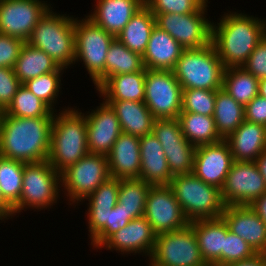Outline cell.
Here are the masks:
<instances>
[{"label":"cell","mask_w":266,"mask_h":266,"mask_svg":"<svg viewBox=\"0 0 266 266\" xmlns=\"http://www.w3.org/2000/svg\"><path fill=\"white\" fill-rule=\"evenodd\" d=\"M54 117H13L0 112V156L24 163L46 161Z\"/></svg>","instance_id":"obj_1"},{"label":"cell","mask_w":266,"mask_h":266,"mask_svg":"<svg viewBox=\"0 0 266 266\" xmlns=\"http://www.w3.org/2000/svg\"><path fill=\"white\" fill-rule=\"evenodd\" d=\"M212 22L211 42L225 68L242 67L266 35V20L229 12Z\"/></svg>","instance_id":"obj_2"},{"label":"cell","mask_w":266,"mask_h":266,"mask_svg":"<svg viewBox=\"0 0 266 266\" xmlns=\"http://www.w3.org/2000/svg\"><path fill=\"white\" fill-rule=\"evenodd\" d=\"M88 153L85 113L76 107L54 113L48 163L61 173Z\"/></svg>","instance_id":"obj_3"},{"label":"cell","mask_w":266,"mask_h":266,"mask_svg":"<svg viewBox=\"0 0 266 266\" xmlns=\"http://www.w3.org/2000/svg\"><path fill=\"white\" fill-rule=\"evenodd\" d=\"M51 7L34 27L27 43L44 51L60 67L75 64V18L57 14Z\"/></svg>","instance_id":"obj_4"},{"label":"cell","mask_w":266,"mask_h":266,"mask_svg":"<svg viewBox=\"0 0 266 266\" xmlns=\"http://www.w3.org/2000/svg\"><path fill=\"white\" fill-rule=\"evenodd\" d=\"M169 186L189 222L219 218L225 210L221 189L205 183L194 173L173 176Z\"/></svg>","instance_id":"obj_5"},{"label":"cell","mask_w":266,"mask_h":266,"mask_svg":"<svg viewBox=\"0 0 266 266\" xmlns=\"http://www.w3.org/2000/svg\"><path fill=\"white\" fill-rule=\"evenodd\" d=\"M225 67L212 42L197 49H184L172 72L182 89L219 90Z\"/></svg>","instance_id":"obj_6"},{"label":"cell","mask_w":266,"mask_h":266,"mask_svg":"<svg viewBox=\"0 0 266 266\" xmlns=\"http://www.w3.org/2000/svg\"><path fill=\"white\" fill-rule=\"evenodd\" d=\"M75 63L83 61L95 89L105 82V61L107 51L116 38L96 25L87 16L75 18Z\"/></svg>","instance_id":"obj_7"},{"label":"cell","mask_w":266,"mask_h":266,"mask_svg":"<svg viewBox=\"0 0 266 266\" xmlns=\"http://www.w3.org/2000/svg\"><path fill=\"white\" fill-rule=\"evenodd\" d=\"M59 188V189H58ZM61 173L48 161L25 163L22 191L19 202L13 207L14 215L27 208H51L59 199Z\"/></svg>","instance_id":"obj_8"},{"label":"cell","mask_w":266,"mask_h":266,"mask_svg":"<svg viewBox=\"0 0 266 266\" xmlns=\"http://www.w3.org/2000/svg\"><path fill=\"white\" fill-rule=\"evenodd\" d=\"M109 178L107 156L88 153L61 172V190L66 191L69 205H78Z\"/></svg>","instance_id":"obj_9"},{"label":"cell","mask_w":266,"mask_h":266,"mask_svg":"<svg viewBox=\"0 0 266 266\" xmlns=\"http://www.w3.org/2000/svg\"><path fill=\"white\" fill-rule=\"evenodd\" d=\"M149 260L158 266H208L201 256L196 235L190 225L158 234Z\"/></svg>","instance_id":"obj_10"},{"label":"cell","mask_w":266,"mask_h":266,"mask_svg":"<svg viewBox=\"0 0 266 266\" xmlns=\"http://www.w3.org/2000/svg\"><path fill=\"white\" fill-rule=\"evenodd\" d=\"M208 1L194 13L153 14L156 26L170 34L184 49H197L211 43L212 22L206 19Z\"/></svg>","instance_id":"obj_11"},{"label":"cell","mask_w":266,"mask_h":266,"mask_svg":"<svg viewBox=\"0 0 266 266\" xmlns=\"http://www.w3.org/2000/svg\"><path fill=\"white\" fill-rule=\"evenodd\" d=\"M182 90L172 71L146 69L144 103L156 119L178 118Z\"/></svg>","instance_id":"obj_12"},{"label":"cell","mask_w":266,"mask_h":266,"mask_svg":"<svg viewBox=\"0 0 266 266\" xmlns=\"http://www.w3.org/2000/svg\"><path fill=\"white\" fill-rule=\"evenodd\" d=\"M144 217L157 235L180 230L190 224L169 185L150 187Z\"/></svg>","instance_id":"obj_13"},{"label":"cell","mask_w":266,"mask_h":266,"mask_svg":"<svg viewBox=\"0 0 266 266\" xmlns=\"http://www.w3.org/2000/svg\"><path fill=\"white\" fill-rule=\"evenodd\" d=\"M50 8L51 5L42 0H0V34L27 42Z\"/></svg>","instance_id":"obj_14"},{"label":"cell","mask_w":266,"mask_h":266,"mask_svg":"<svg viewBox=\"0 0 266 266\" xmlns=\"http://www.w3.org/2000/svg\"><path fill=\"white\" fill-rule=\"evenodd\" d=\"M266 192V181L255 162L234 161L221 188L226 206L247 205Z\"/></svg>","instance_id":"obj_15"},{"label":"cell","mask_w":266,"mask_h":266,"mask_svg":"<svg viewBox=\"0 0 266 266\" xmlns=\"http://www.w3.org/2000/svg\"><path fill=\"white\" fill-rule=\"evenodd\" d=\"M85 117L89 153L107 156L122 133L115 110L103 101Z\"/></svg>","instance_id":"obj_16"},{"label":"cell","mask_w":266,"mask_h":266,"mask_svg":"<svg viewBox=\"0 0 266 266\" xmlns=\"http://www.w3.org/2000/svg\"><path fill=\"white\" fill-rule=\"evenodd\" d=\"M233 162L230 147L225 140L201 145L195 149L192 173L205 183L221 189Z\"/></svg>","instance_id":"obj_17"},{"label":"cell","mask_w":266,"mask_h":266,"mask_svg":"<svg viewBox=\"0 0 266 266\" xmlns=\"http://www.w3.org/2000/svg\"><path fill=\"white\" fill-rule=\"evenodd\" d=\"M157 234L153 231L146 218L140 217L130 220L126 226L113 233L99 249L116 250L121 254L136 253L151 256ZM105 246V247H104ZM123 252V253H122Z\"/></svg>","instance_id":"obj_18"},{"label":"cell","mask_w":266,"mask_h":266,"mask_svg":"<svg viewBox=\"0 0 266 266\" xmlns=\"http://www.w3.org/2000/svg\"><path fill=\"white\" fill-rule=\"evenodd\" d=\"M221 217L232 233L246 241L257 253L266 254V225L249 206H226Z\"/></svg>","instance_id":"obj_19"},{"label":"cell","mask_w":266,"mask_h":266,"mask_svg":"<svg viewBox=\"0 0 266 266\" xmlns=\"http://www.w3.org/2000/svg\"><path fill=\"white\" fill-rule=\"evenodd\" d=\"M107 160L110 178H139L140 138L122 132L107 155Z\"/></svg>","instance_id":"obj_20"},{"label":"cell","mask_w":266,"mask_h":266,"mask_svg":"<svg viewBox=\"0 0 266 266\" xmlns=\"http://www.w3.org/2000/svg\"><path fill=\"white\" fill-rule=\"evenodd\" d=\"M95 9L87 15L96 25L114 37L123 30L144 0H96Z\"/></svg>","instance_id":"obj_21"},{"label":"cell","mask_w":266,"mask_h":266,"mask_svg":"<svg viewBox=\"0 0 266 266\" xmlns=\"http://www.w3.org/2000/svg\"><path fill=\"white\" fill-rule=\"evenodd\" d=\"M139 179L152 185H169L172 179L162 145L152 133L140 137Z\"/></svg>","instance_id":"obj_22"},{"label":"cell","mask_w":266,"mask_h":266,"mask_svg":"<svg viewBox=\"0 0 266 266\" xmlns=\"http://www.w3.org/2000/svg\"><path fill=\"white\" fill-rule=\"evenodd\" d=\"M184 48L165 30L155 25L145 49V69L172 71Z\"/></svg>","instance_id":"obj_23"},{"label":"cell","mask_w":266,"mask_h":266,"mask_svg":"<svg viewBox=\"0 0 266 266\" xmlns=\"http://www.w3.org/2000/svg\"><path fill=\"white\" fill-rule=\"evenodd\" d=\"M225 141L230 147L234 161L255 162L266 150V127L244 120Z\"/></svg>","instance_id":"obj_24"},{"label":"cell","mask_w":266,"mask_h":266,"mask_svg":"<svg viewBox=\"0 0 266 266\" xmlns=\"http://www.w3.org/2000/svg\"><path fill=\"white\" fill-rule=\"evenodd\" d=\"M196 235L200 253L208 266H221V253L224 251L226 222L222 217L199 219L189 224Z\"/></svg>","instance_id":"obj_25"},{"label":"cell","mask_w":266,"mask_h":266,"mask_svg":"<svg viewBox=\"0 0 266 266\" xmlns=\"http://www.w3.org/2000/svg\"><path fill=\"white\" fill-rule=\"evenodd\" d=\"M115 110L121 131L137 137L153 132L156 118L144 102L138 101H105Z\"/></svg>","instance_id":"obj_26"},{"label":"cell","mask_w":266,"mask_h":266,"mask_svg":"<svg viewBox=\"0 0 266 266\" xmlns=\"http://www.w3.org/2000/svg\"><path fill=\"white\" fill-rule=\"evenodd\" d=\"M145 73L142 71L109 77L97 90L104 101H138L145 98Z\"/></svg>","instance_id":"obj_27"},{"label":"cell","mask_w":266,"mask_h":266,"mask_svg":"<svg viewBox=\"0 0 266 266\" xmlns=\"http://www.w3.org/2000/svg\"><path fill=\"white\" fill-rule=\"evenodd\" d=\"M155 25V16L144 4L116 38L131 51L143 55Z\"/></svg>","instance_id":"obj_28"},{"label":"cell","mask_w":266,"mask_h":266,"mask_svg":"<svg viewBox=\"0 0 266 266\" xmlns=\"http://www.w3.org/2000/svg\"><path fill=\"white\" fill-rule=\"evenodd\" d=\"M60 66L44 51L24 43L13 67L16 77L23 84L40 75L57 71Z\"/></svg>","instance_id":"obj_29"},{"label":"cell","mask_w":266,"mask_h":266,"mask_svg":"<svg viewBox=\"0 0 266 266\" xmlns=\"http://www.w3.org/2000/svg\"><path fill=\"white\" fill-rule=\"evenodd\" d=\"M177 119L184 137L195 147L223 140L216 130L213 116L181 112Z\"/></svg>","instance_id":"obj_30"},{"label":"cell","mask_w":266,"mask_h":266,"mask_svg":"<svg viewBox=\"0 0 266 266\" xmlns=\"http://www.w3.org/2000/svg\"><path fill=\"white\" fill-rule=\"evenodd\" d=\"M213 118L218 134L225 140L244 122V106L221 88L217 90Z\"/></svg>","instance_id":"obj_31"},{"label":"cell","mask_w":266,"mask_h":266,"mask_svg":"<svg viewBox=\"0 0 266 266\" xmlns=\"http://www.w3.org/2000/svg\"><path fill=\"white\" fill-rule=\"evenodd\" d=\"M222 89L245 106L258 95L259 79L243 67L225 68Z\"/></svg>","instance_id":"obj_32"},{"label":"cell","mask_w":266,"mask_h":266,"mask_svg":"<svg viewBox=\"0 0 266 266\" xmlns=\"http://www.w3.org/2000/svg\"><path fill=\"white\" fill-rule=\"evenodd\" d=\"M144 68L141 54L131 51L117 38L112 41L106 55L105 81L113 75L139 72Z\"/></svg>","instance_id":"obj_33"},{"label":"cell","mask_w":266,"mask_h":266,"mask_svg":"<svg viewBox=\"0 0 266 266\" xmlns=\"http://www.w3.org/2000/svg\"><path fill=\"white\" fill-rule=\"evenodd\" d=\"M151 186L139 178L120 179L118 204L131 220L144 216L147 194Z\"/></svg>","instance_id":"obj_34"},{"label":"cell","mask_w":266,"mask_h":266,"mask_svg":"<svg viewBox=\"0 0 266 266\" xmlns=\"http://www.w3.org/2000/svg\"><path fill=\"white\" fill-rule=\"evenodd\" d=\"M24 165V162L0 156V190L12 207L20 200Z\"/></svg>","instance_id":"obj_35"},{"label":"cell","mask_w":266,"mask_h":266,"mask_svg":"<svg viewBox=\"0 0 266 266\" xmlns=\"http://www.w3.org/2000/svg\"><path fill=\"white\" fill-rule=\"evenodd\" d=\"M54 112L31 93L24 84L18 88L12 102L3 111L4 114L9 116L25 118L54 117Z\"/></svg>","instance_id":"obj_36"},{"label":"cell","mask_w":266,"mask_h":266,"mask_svg":"<svg viewBox=\"0 0 266 266\" xmlns=\"http://www.w3.org/2000/svg\"><path fill=\"white\" fill-rule=\"evenodd\" d=\"M64 70L65 68L60 67L57 71L29 79L23 84L52 111L55 110L56 112L57 109H55V106L58 101L57 98L59 97V92L61 91V76Z\"/></svg>","instance_id":"obj_37"},{"label":"cell","mask_w":266,"mask_h":266,"mask_svg":"<svg viewBox=\"0 0 266 266\" xmlns=\"http://www.w3.org/2000/svg\"><path fill=\"white\" fill-rule=\"evenodd\" d=\"M171 176L192 173L195 149L190 142L186 144L162 145Z\"/></svg>","instance_id":"obj_38"},{"label":"cell","mask_w":266,"mask_h":266,"mask_svg":"<svg viewBox=\"0 0 266 266\" xmlns=\"http://www.w3.org/2000/svg\"><path fill=\"white\" fill-rule=\"evenodd\" d=\"M217 90L183 89L181 112L213 116Z\"/></svg>","instance_id":"obj_39"},{"label":"cell","mask_w":266,"mask_h":266,"mask_svg":"<svg viewBox=\"0 0 266 266\" xmlns=\"http://www.w3.org/2000/svg\"><path fill=\"white\" fill-rule=\"evenodd\" d=\"M258 253L242 238L232 233L226 224L224 251L221 253V266L250 259Z\"/></svg>","instance_id":"obj_40"},{"label":"cell","mask_w":266,"mask_h":266,"mask_svg":"<svg viewBox=\"0 0 266 266\" xmlns=\"http://www.w3.org/2000/svg\"><path fill=\"white\" fill-rule=\"evenodd\" d=\"M208 0H144L152 14L197 12Z\"/></svg>","instance_id":"obj_41"},{"label":"cell","mask_w":266,"mask_h":266,"mask_svg":"<svg viewBox=\"0 0 266 266\" xmlns=\"http://www.w3.org/2000/svg\"><path fill=\"white\" fill-rule=\"evenodd\" d=\"M153 134L161 145L186 144L180 122L177 118L156 119L153 126Z\"/></svg>","instance_id":"obj_42"},{"label":"cell","mask_w":266,"mask_h":266,"mask_svg":"<svg viewBox=\"0 0 266 266\" xmlns=\"http://www.w3.org/2000/svg\"><path fill=\"white\" fill-rule=\"evenodd\" d=\"M130 220L128 214L117 203L109 212L108 222L91 238L93 248L99 249L113 233L126 226Z\"/></svg>","instance_id":"obj_43"},{"label":"cell","mask_w":266,"mask_h":266,"mask_svg":"<svg viewBox=\"0 0 266 266\" xmlns=\"http://www.w3.org/2000/svg\"><path fill=\"white\" fill-rule=\"evenodd\" d=\"M120 179L109 178L87 198L88 206L115 207L118 203Z\"/></svg>","instance_id":"obj_44"},{"label":"cell","mask_w":266,"mask_h":266,"mask_svg":"<svg viewBox=\"0 0 266 266\" xmlns=\"http://www.w3.org/2000/svg\"><path fill=\"white\" fill-rule=\"evenodd\" d=\"M21 85L13 68L0 67V112H3L12 102Z\"/></svg>","instance_id":"obj_45"},{"label":"cell","mask_w":266,"mask_h":266,"mask_svg":"<svg viewBox=\"0 0 266 266\" xmlns=\"http://www.w3.org/2000/svg\"><path fill=\"white\" fill-rule=\"evenodd\" d=\"M24 43L21 39L0 34V67L13 68Z\"/></svg>","instance_id":"obj_46"},{"label":"cell","mask_w":266,"mask_h":266,"mask_svg":"<svg viewBox=\"0 0 266 266\" xmlns=\"http://www.w3.org/2000/svg\"><path fill=\"white\" fill-rule=\"evenodd\" d=\"M242 67L258 79L266 77V35Z\"/></svg>","instance_id":"obj_47"},{"label":"cell","mask_w":266,"mask_h":266,"mask_svg":"<svg viewBox=\"0 0 266 266\" xmlns=\"http://www.w3.org/2000/svg\"><path fill=\"white\" fill-rule=\"evenodd\" d=\"M114 207H104V206H88L86 213L89 237L92 238L105 224L108 222L109 212Z\"/></svg>","instance_id":"obj_48"},{"label":"cell","mask_w":266,"mask_h":266,"mask_svg":"<svg viewBox=\"0 0 266 266\" xmlns=\"http://www.w3.org/2000/svg\"><path fill=\"white\" fill-rule=\"evenodd\" d=\"M245 120L266 127V98L259 94L244 106Z\"/></svg>","instance_id":"obj_49"},{"label":"cell","mask_w":266,"mask_h":266,"mask_svg":"<svg viewBox=\"0 0 266 266\" xmlns=\"http://www.w3.org/2000/svg\"><path fill=\"white\" fill-rule=\"evenodd\" d=\"M249 207L261 218L263 223L266 225V192L255 199Z\"/></svg>","instance_id":"obj_50"},{"label":"cell","mask_w":266,"mask_h":266,"mask_svg":"<svg viewBox=\"0 0 266 266\" xmlns=\"http://www.w3.org/2000/svg\"><path fill=\"white\" fill-rule=\"evenodd\" d=\"M225 266H266V254L258 253L250 259L230 263Z\"/></svg>","instance_id":"obj_51"},{"label":"cell","mask_w":266,"mask_h":266,"mask_svg":"<svg viewBox=\"0 0 266 266\" xmlns=\"http://www.w3.org/2000/svg\"><path fill=\"white\" fill-rule=\"evenodd\" d=\"M11 216V217H10ZM14 217L13 207L4 199L1 190H0V220L4 221L6 219ZM9 217V218H7Z\"/></svg>","instance_id":"obj_52"},{"label":"cell","mask_w":266,"mask_h":266,"mask_svg":"<svg viewBox=\"0 0 266 266\" xmlns=\"http://www.w3.org/2000/svg\"><path fill=\"white\" fill-rule=\"evenodd\" d=\"M255 163L259 169L260 174L266 181V150H264L255 160Z\"/></svg>","instance_id":"obj_53"},{"label":"cell","mask_w":266,"mask_h":266,"mask_svg":"<svg viewBox=\"0 0 266 266\" xmlns=\"http://www.w3.org/2000/svg\"><path fill=\"white\" fill-rule=\"evenodd\" d=\"M258 94L266 98V77L259 79V91Z\"/></svg>","instance_id":"obj_54"},{"label":"cell","mask_w":266,"mask_h":266,"mask_svg":"<svg viewBox=\"0 0 266 266\" xmlns=\"http://www.w3.org/2000/svg\"><path fill=\"white\" fill-rule=\"evenodd\" d=\"M148 264L149 266H158V265L152 264L151 262H149Z\"/></svg>","instance_id":"obj_55"}]
</instances>
